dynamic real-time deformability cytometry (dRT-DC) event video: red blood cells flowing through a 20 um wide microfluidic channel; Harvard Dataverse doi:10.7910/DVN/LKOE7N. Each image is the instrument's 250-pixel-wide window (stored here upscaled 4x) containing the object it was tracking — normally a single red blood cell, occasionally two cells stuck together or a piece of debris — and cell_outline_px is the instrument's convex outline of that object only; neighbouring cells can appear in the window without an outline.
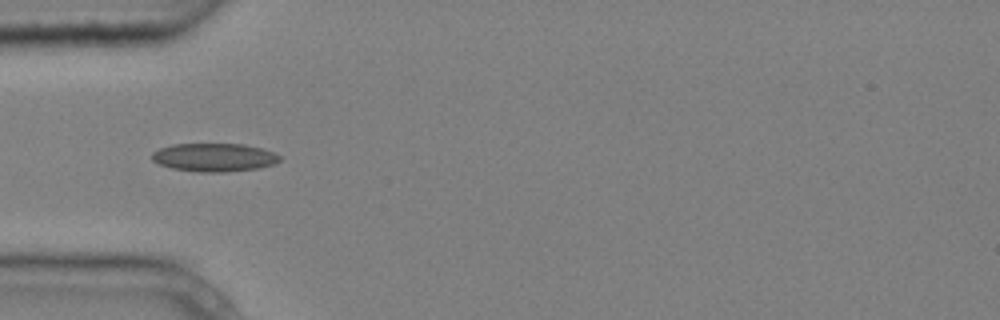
{"species": "common noctule bat (a hibernating species)", "species_latin": "Nyctalus noctula", "temperature_condition": "cold", "stored_images_in_passage": 5, "camera_frame_rate_fps": 3000, "um_per_image_px": 0.085, "animal": {"sex": "male", "body_mass_g": 20.4}, "frame": {"image": 1, "passage_image": 4, "time_ms": 1.0, "image_size_px": [1000, 320], "cell_outline_px": [[280, 160], [272, 164], [260, 168], [224, 172], [200, 172], [172, 168], [160, 164], [152, 160], [152, 152], [160, 148], [172, 144], [244, 144], [260, 148], [272, 152], [280, 156]], "centroid_in_image_um": [18.19, 13.37], "position_along_channel_um": 66.8, "area_um2": 20.92}}
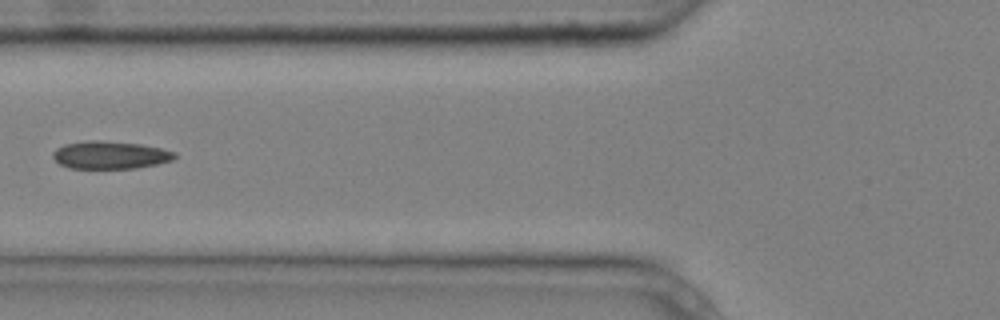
{"frame": {"image": 2, "passage_image": 5, "time_ms": 1.333, "image_size_px": [1000, 320], "cell_outline_px": [[176, 156], [172, 160], [156, 164], [132, 168], [68, 168], [60, 164], [52, 156], [52, 152], [56, 148], [64, 144], [88, 140], [100, 140], [140, 144], [160, 148], [176, 152]], "centroid_in_image_um": [9.33, 13.17], "position_along_channel_um": 116.5, "area_um2": 19.59}}